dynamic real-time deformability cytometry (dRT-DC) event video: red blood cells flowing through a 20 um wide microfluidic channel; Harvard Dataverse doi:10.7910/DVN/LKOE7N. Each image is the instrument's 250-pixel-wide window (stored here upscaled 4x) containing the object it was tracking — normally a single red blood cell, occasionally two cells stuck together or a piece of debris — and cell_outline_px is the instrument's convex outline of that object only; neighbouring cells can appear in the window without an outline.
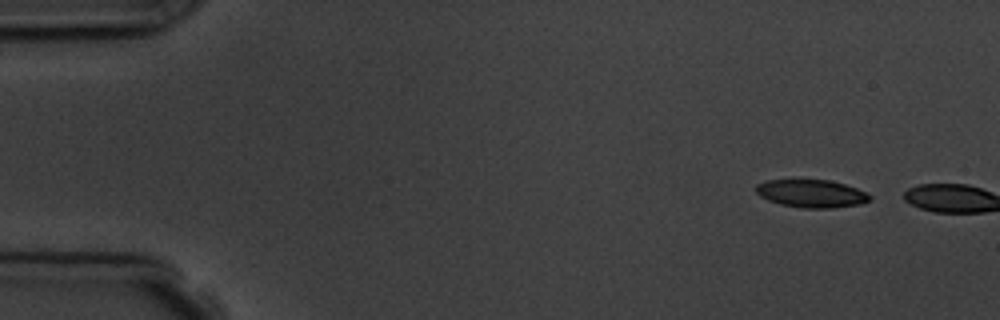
{"species": "common noctule bat (a hibernating species)", "species_latin": "Nyctalus noctula", "temperature_condition": "room temperature", "stored_images_in_passage": 2, "camera_frame_rate_fps": 3000, "um_per_image_px": 0.085, "animal": {"sex": "male", "body_mass_g": 19.5, "forearm_length_mm": 54.6}, "frame": {"image": 1, "passage_image": 1, "time_ms": 0.0, "image_size_px": [1000, 320], "cell_outline_px": [[872, 200], [860, 204], [832, 208], [804, 208], [780, 204], [768, 200], [760, 196], [756, 192], [756, 184], [764, 180], [800, 176], [828, 180], [844, 184], [856, 188], [872, 196]], "centroid_in_image_um": [68.91, 16.39], "position_along_channel_um": 16.1, "area_um2": 19.36}}